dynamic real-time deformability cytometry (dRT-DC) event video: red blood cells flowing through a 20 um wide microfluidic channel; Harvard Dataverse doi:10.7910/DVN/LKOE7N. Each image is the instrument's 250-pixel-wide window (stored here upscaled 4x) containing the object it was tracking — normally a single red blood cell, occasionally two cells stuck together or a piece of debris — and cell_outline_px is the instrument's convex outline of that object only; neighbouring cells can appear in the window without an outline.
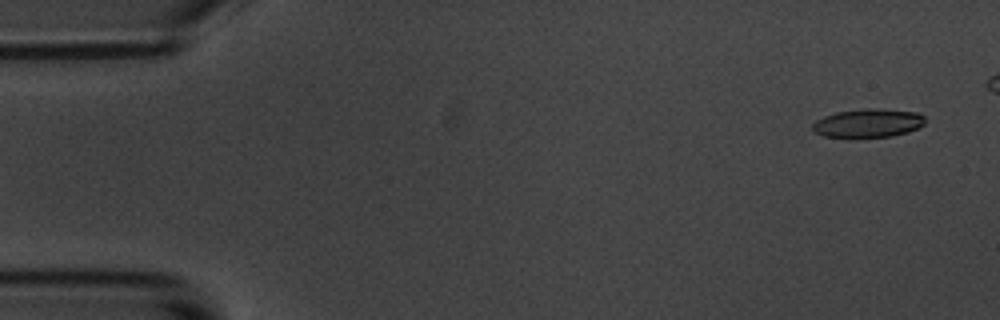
{"species": "common noctule bat (a hibernating species)", "species_latin": "Nyctalus noctula", "temperature_condition": "room temperature", "stored_images_in_passage": 6, "camera_frame_rate_fps": 3000, "um_per_image_px": 0.085, "animal": {"sex": "male", "body_mass_g": 20.1, "forearm_length_mm": 53.5}, "frame": {"image": 1, "passage_image": 1, "time_ms": 0.0, "image_size_px": [1000, 320], "cell_outline_px": [[924, 124], [908, 132], [892, 136], [824, 136], [812, 132], [812, 124], [816, 120], [824, 116], [836, 112], [864, 108], [872, 108], [916, 112], [924, 116]], "centroid_in_image_um": [73.76, 10.45], "position_along_channel_um": 11.2, "area_um2": 18.44}}